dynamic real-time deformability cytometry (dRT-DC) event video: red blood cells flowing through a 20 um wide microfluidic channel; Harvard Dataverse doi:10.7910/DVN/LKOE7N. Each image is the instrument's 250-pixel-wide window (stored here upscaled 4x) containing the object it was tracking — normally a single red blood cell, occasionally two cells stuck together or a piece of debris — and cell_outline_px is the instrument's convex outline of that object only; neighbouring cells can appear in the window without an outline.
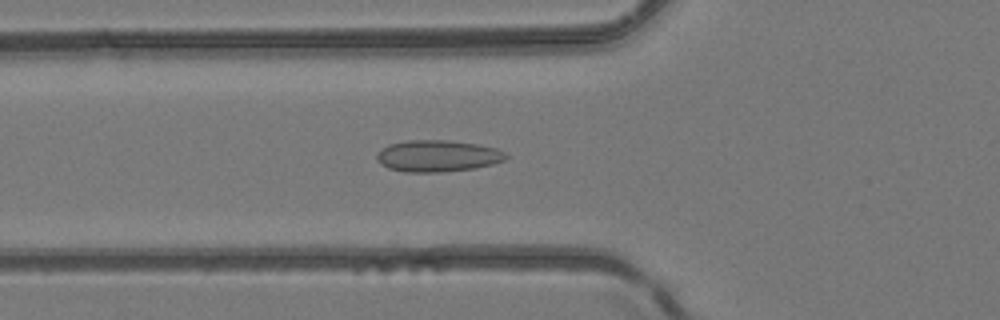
{"species": "common noctule bat (a hibernating species)", "species_latin": "Nyctalus noctula", "temperature_condition": "room temperature", "stored_images_in_passage": 48, "camera_frame_rate_fps": 3000, "um_per_image_px": 0.085, "animal": {"sex": "female", "body_mass_g": 24.6, "forearm_length_mm": 56.2}, "frame": {"image": 1, "passage_image": 18, "time_ms": 5.667, "image_size_px": [1000, 320], "cell_outline_px": [[508, 156], [504, 160], [492, 164], [476, 168], [440, 172], [404, 172], [388, 168], [380, 164], [376, 160], [376, 152], [380, 148], [388, 144], [408, 140], [448, 140], [476, 144], [496, 148], [504, 152]], "centroid_in_image_um": [37.14, 13.25], "position_along_channel_um": 88.7, "area_um2": 23.99}}
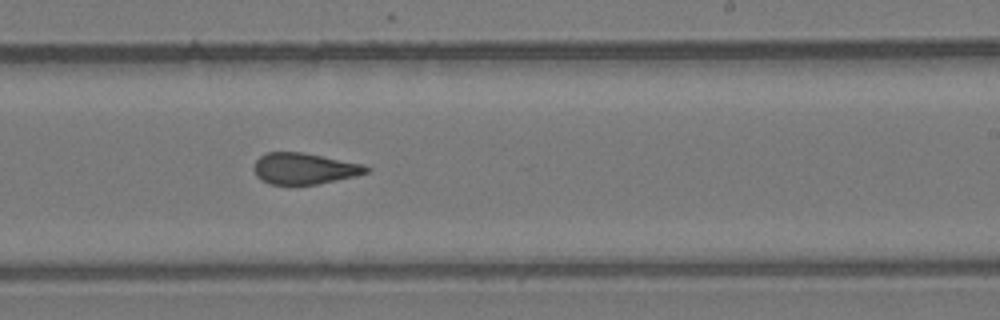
{"frame": {"image": 2, "passage_image": 30, "time_ms": 9.667, "image_size_px": [1000, 320], "cell_outline_px": [[372, 168], [368, 172], [356, 176], [316, 184], [268, 184], [260, 180], [256, 176], [252, 168], [256, 160], [260, 156], [268, 152], [304, 152], [364, 164]], "centroid_in_image_um": [25.86, 14.32], "position_along_channel_um": 263.1, "area_um2": 20.63}}
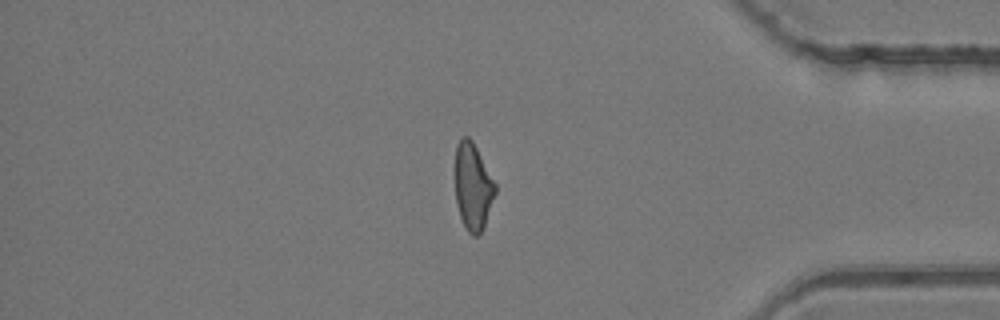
{"frame": {"image": 3, "passage_image": 41, "time_ms": 13.333, "image_size_px": [1000, 320], "cell_outline_px": [[496, 192], [484, 228], [476, 236], [472, 236], [468, 232], [460, 216], [456, 204], [452, 168], [456, 144], [464, 136], [468, 136], [472, 140], [496, 184]], "centroid_in_image_um": [40.14, 15.83], "position_along_channel_um": 395.1, "area_um2": 20.98}}